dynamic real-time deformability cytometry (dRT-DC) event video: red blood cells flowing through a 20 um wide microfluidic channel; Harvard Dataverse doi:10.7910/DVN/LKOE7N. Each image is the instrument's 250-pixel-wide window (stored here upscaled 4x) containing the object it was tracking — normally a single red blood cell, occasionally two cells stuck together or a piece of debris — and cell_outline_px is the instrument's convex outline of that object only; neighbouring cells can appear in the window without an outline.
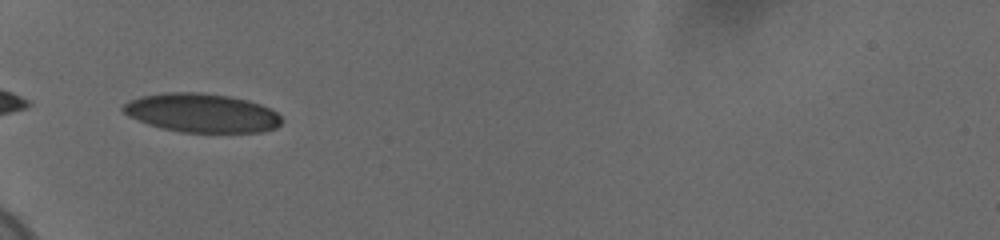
{"species": "human", "species_latin": "Homo sapiens", "temperature_condition": "cold", "stored_images_in_passage": 37, "camera_frame_rate_fps": 3000, "um_per_image_px": 0.085, "donor": {"sex": "female"}, "frame": {"image": 1, "passage_image": 1, "time_ms": 0.0, "image_size_px": [1000, 240], "cell_outline_px": [[284, 120], [276, 128], [260, 132], [180, 132], [160, 128], [148, 124], [128, 116], [120, 108], [128, 100], [140, 96], [164, 92], [200, 92], [228, 96], [248, 100], [272, 108]], "centroid_in_image_um": [17.14, 9.59], "position_along_channel_um": 67.9, "area_um2": 36.18}}
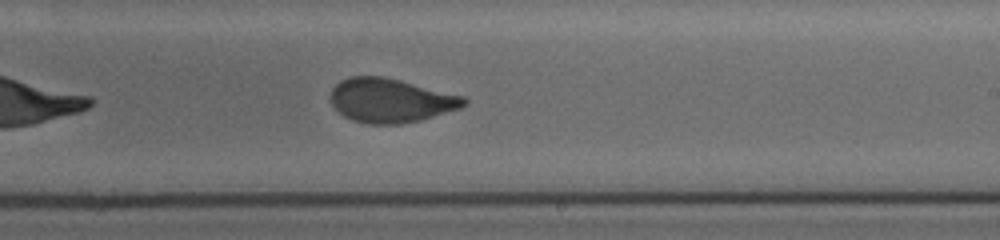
{"frame": {"image": 2, "passage_image": 17, "time_ms": 5.333, "image_size_px": [1000, 240], "cell_outline_px": [[468, 104], [460, 108], [420, 120], [400, 124], [368, 124], [352, 120], [344, 116], [332, 104], [328, 96], [332, 88], [340, 80], [348, 76], [384, 76], [464, 96], [468, 100]], "centroid_in_image_um": [33.18, 8.53], "position_along_channel_um": 255.8, "area_um2": 34.39}}
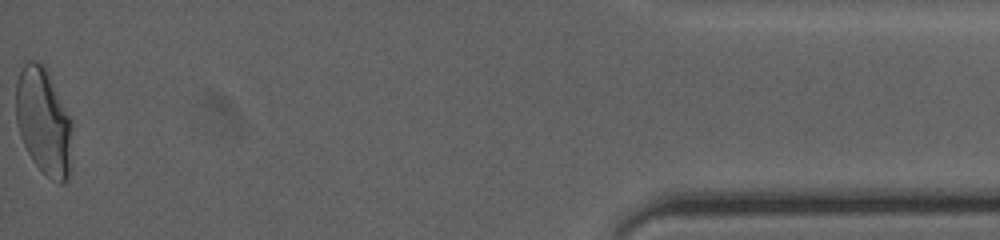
{"frame": {"image": 3, "passage_image": 37, "time_ms": 12.0, "image_size_px": [1000, 240], "cell_outline_px": [[72, 124], [68, 180], [64, 184], [60, 184], [52, 180], [32, 160], [20, 136], [16, 120], [16, 80], [24, 64], [28, 60], [36, 60], [48, 72], [72, 120]], "centroid_in_image_um": [3.7, 10.33], "position_along_channel_um": 431.5, "area_um2": 34.8}, "authors_computed_cell_mechanics": {"area_um2": 34.5066, "velocity_mm_per_s": 3.6839, "shape_relaxation_time_tau1_ms": 7.8799, "shape_relaxation_time_tau2_ms": 0.7045, "deformation_change_tau1": 0.1847, "deformation_change_tau2": 0.0549}}